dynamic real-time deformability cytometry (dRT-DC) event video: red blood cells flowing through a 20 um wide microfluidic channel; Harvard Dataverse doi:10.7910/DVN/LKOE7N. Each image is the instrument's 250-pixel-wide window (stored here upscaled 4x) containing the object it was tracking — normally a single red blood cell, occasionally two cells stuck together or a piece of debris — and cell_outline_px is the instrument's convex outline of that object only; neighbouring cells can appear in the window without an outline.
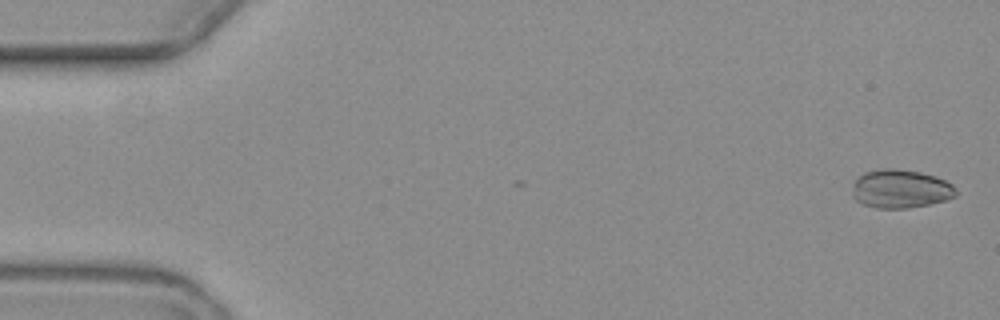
{"species": "common noctule bat (a hibernating species)", "species_latin": "Nyctalus noctula", "temperature_condition": "warm", "stored_images_in_passage": 8, "camera_frame_rate_fps": 3000, "um_per_image_px": 0.085, "animal": {"sex": "female", "body_mass_g": 19.3, "forearm_length_mm": 54.1}, "frame": {"image": 1, "passage_image": 1, "time_ms": 0.0, "image_size_px": [1000, 320], "cell_outline_px": [[956, 196], [944, 200], [928, 204], [908, 208], [876, 208], [864, 204], [856, 200], [852, 196], [852, 192], [856, 180], [864, 172], [884, 168], [892, 168], [920, 172], [936, 176], [952, 184], [956, 192]], "centroid_in_image_um": [76.54, 16.05], "position_along_channel_um": 8.5, "area_um2": 23.06}}
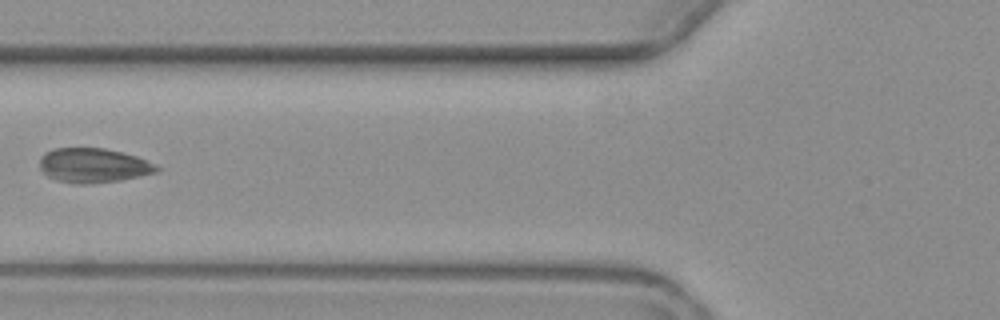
{"frame": {"image": 2, "passage_image": 6, "time_ms": 7.0, "image_size_px": [1000, 320], "cell_outline_px": [[160, 168], [156, 172], [140, 176], [120, 180], [88, 184], [72, 184], [56, 180], [40, 172], [40, 156], [44, 152], [56, 148], [104, 148], [136, 156]], "centroid_in_image_um": [7.86, 14.07], "position_along_channel_um": 117.9, "area_um2": 23.47}}
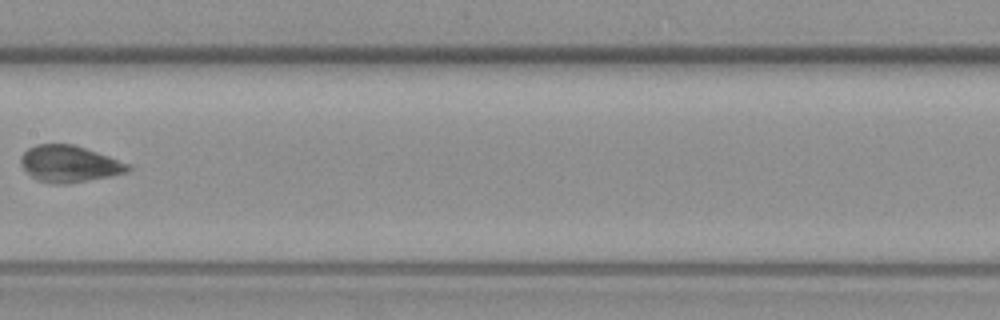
{"frame": {"image": 3, "passage_image": 8, "time_ms": 9.333, "image_size_px": [1000, 320], "cell_outline_px": [[132, 168], [128, 172], [68, 184], [48, 184], [36, 180], [20, 164], [20, 156], [28, 148], [36, 144], [72, 144], [132, 164]], "centroid_in_image_um": [5.88, 13.94], "position_along_channel_um": 201.5, "area_um2": 22.89}}